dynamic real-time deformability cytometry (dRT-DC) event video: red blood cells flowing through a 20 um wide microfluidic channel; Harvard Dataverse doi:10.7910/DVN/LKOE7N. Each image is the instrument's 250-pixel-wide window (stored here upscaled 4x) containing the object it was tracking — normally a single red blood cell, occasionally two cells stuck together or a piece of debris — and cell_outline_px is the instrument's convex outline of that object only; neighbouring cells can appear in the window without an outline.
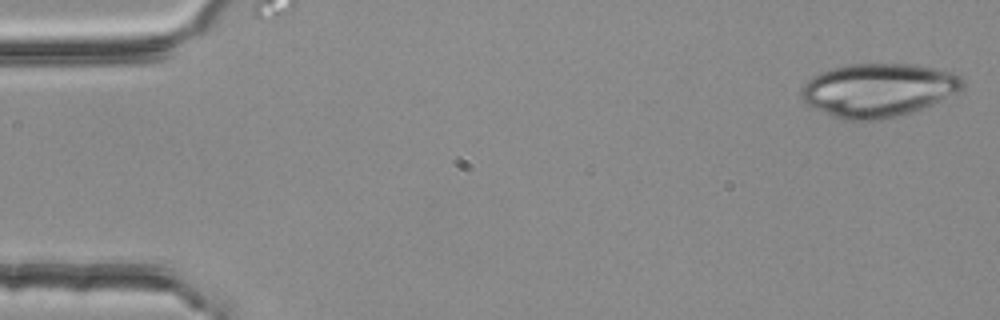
{"species": "common noctule bat (a hibernating species)", "species_latin": "Nyctalus noctula", "temperature_condition": "room temperature", "stored_images_in_passage": 53, "camera_frame_rate_fps": 3000, "um_per_image_px": 0.085, "animal": {"sex": "female", "body_mass_g": 25.1}, "frame": {"image": 1, "passage_image": 1, "time_ms": 0.0, "image_size_px": [1000, 320], "cell_outline_px": [[964, 84], [960, 88], [920, 108], [896, 116], [880, 120], [840, 120], [808, 104], [800, 96], [800, 88], [812, 76], [820, 72], [832, 68], [848, 64], [916, 64], [960, 72], [964, 76]], "centroid_in_image_um": [74.62, 7.62], "position_along_channel_um": 10.4, "area_um2": 49.94}}
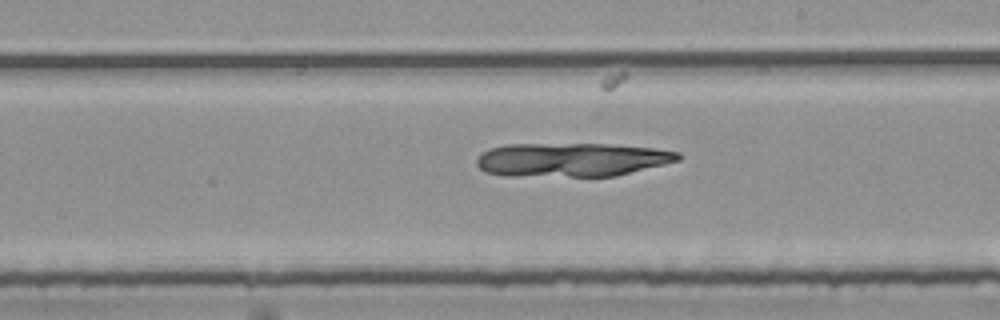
{"frame": {"image": 2, "passage_image": 30, "time_ms": 9.667, "image_size_px": [1000, 320], "cell_outline_px": [[680, 160], [616, 176], [504, 176], [484, 172], [476, 164], [476, 160], [480, 152], [488, 148], [504, 144], [608, 144], [652, 148], [680, 152]], "centroid_in_image_um": [48.52, 13.57], "position_along_channel_um": 240.5, "area_um2": 39.94}}
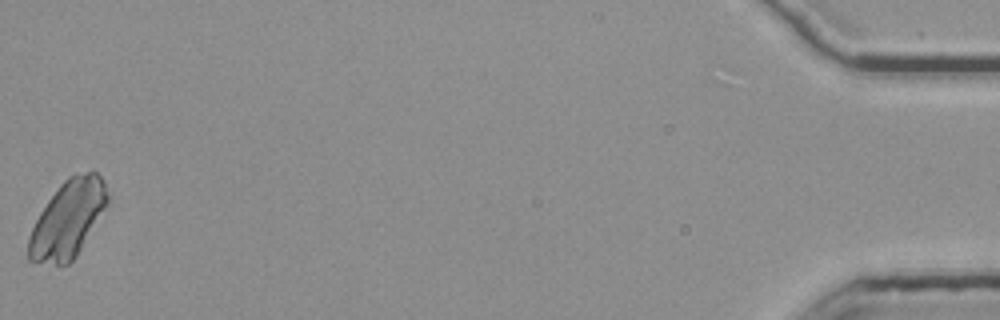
{"frame": {"image": 3, "passage_image": 53, "time_ms": 17.333, "image_size_px": [1000, 320], "cell_outline_px": [[108, 204], [76, 256], [68, 264], [56, 264], [28, 260], [28, 236], [40, 212], [48, 200], [60, 184], [68, 176], [76, 172], [96, 172], [104, 180], [108, 196]], "centroid_in_image_um": [5.77, 18.6], "position_along_channel_um": 429.4, "area_um2": 35.2}}